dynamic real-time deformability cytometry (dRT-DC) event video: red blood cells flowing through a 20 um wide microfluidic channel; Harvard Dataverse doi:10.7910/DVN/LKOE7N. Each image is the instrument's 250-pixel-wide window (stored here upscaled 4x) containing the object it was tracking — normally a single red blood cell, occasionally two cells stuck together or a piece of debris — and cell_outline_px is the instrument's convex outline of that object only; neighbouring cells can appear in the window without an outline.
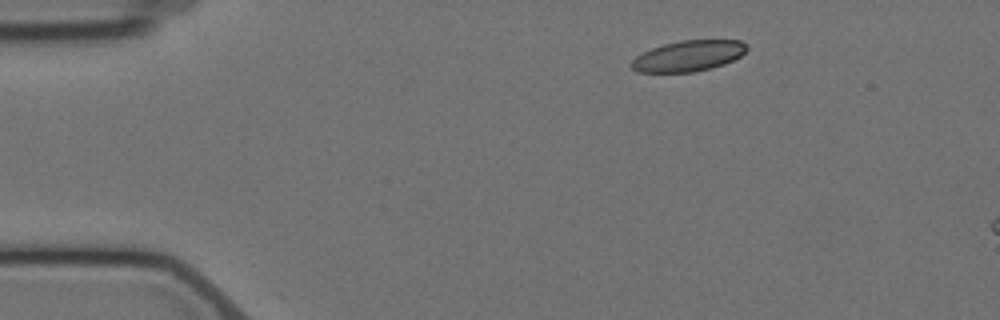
{"species": "Egyptian fruit bat (a non-hibernating species)", "species_latin": "Rousettus aegyptiacus", "temperature_condition": "cold", "stored_images_in_passage": 3, "camera_frame_rate_fps": 3000, "um_per_image_px": 0.085, "animal": {"sex": "female"}, "frame": {"image": 1, "passage_image": 1, "time_ms": 0.0, "image_size_px": [1000, 320], "cell_outline_px": [[748, 48], [740, 56], [724, 64], [712, 68], [692, 72], [636, 72], [628, 64], [636, 56], [652, 48], [664, 44], [680, 40], [740, 40]], "centroid_in_image_um": [58.48, 4.76], "position_along_channel_um": 26.5, "area_um2": 20.63}}